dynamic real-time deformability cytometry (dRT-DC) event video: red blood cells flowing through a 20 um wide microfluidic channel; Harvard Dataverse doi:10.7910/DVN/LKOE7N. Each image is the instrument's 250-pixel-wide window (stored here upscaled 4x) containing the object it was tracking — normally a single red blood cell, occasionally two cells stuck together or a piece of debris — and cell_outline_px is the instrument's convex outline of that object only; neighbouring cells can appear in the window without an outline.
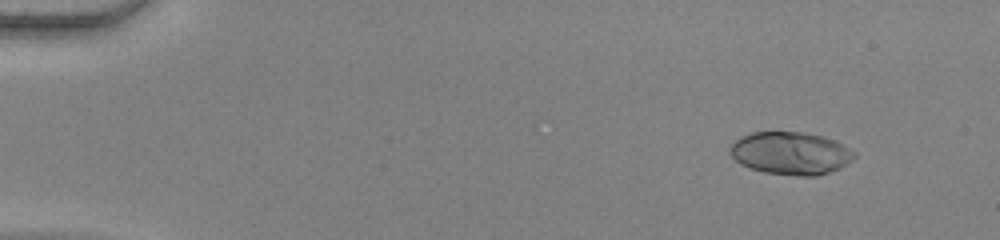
{"species": "human", "species_latin": "Homo sapiens", "temperature_condition": "warm", "stored_images_in_passage": 51, "camera_frame_rate_fps": 3000, "um_per_image_px": 0.085, "donor": {"sex": "female"}, "frame": {"image": 1, "passage_image": 2, "time_ms": 0.333, "image_size_px": [1000, 240], "cell_outline_px": [[856, 156], [852, 160], [840, 168], [816, 176], [796, 176], [764, 172], [740, 164], [728, 152], [732, 144], [740, 136], [752, 132], [804, 132], [836, 140], [844, 144], [856, 152]], "centroid_in_image_um": [67.22, 13.02], "position_along_channel_um": 17.8, "area_um2": 31.04}}
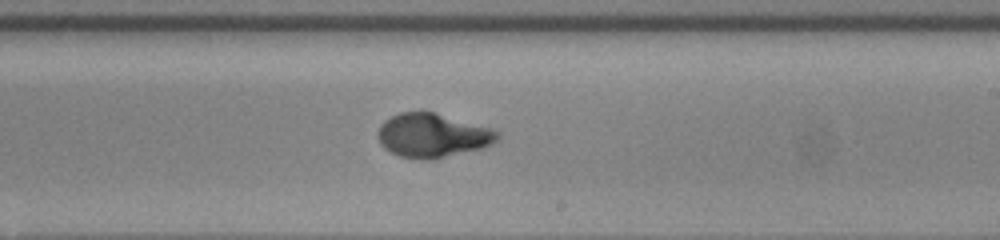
{"frame": {"image": 2, "passage_image": 30, "time_ms": 9.667, "image_size_px": [1000, 240], "cell_outline_px": [[500, 136], [492, 144], [480, 148], [432, 160], [420, 160], [400, 156], [384, 148], [380, 144], [376, 136], [380, 124], [384, 120], [400, 112], [432, 112], [492, 128], [500, 132]], "centroid_in_image_um": [36.73, 11.52], "position_along_channel_um": 252.3, "area_um2": 30.58}}
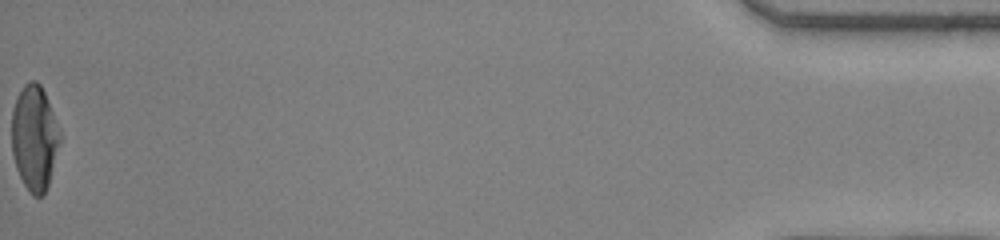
{"frame": {"image": 3, "passage_image": 51, "time_ms": 16.667, "image_size_px": [1000, 240], "cell_outline_px": [[60, 144], [48, 184], [44, 196], [32, 196], [24, 184], [16, 168], [12, 152], [12, 112], [16, 100], [24, 84], [28, 80], [36, 80], [40, 84], [44, 92], [60, 132]], "centroid_in_image_um": [2.92, 11.73], "position_along_channel_um": 432.3, "area_um2": 29.25}, "authors_computed_cell_mechanics": {"area_um2": 30.056, "velocity_mm_per_s": 3.8711, "shape_relaxation_time_tau1_ms": 5.9316, "shape_relaxation_time_tau2_ms": null, "deformation_change_tau1": 0.313, "deformation_change_tau2": null}}